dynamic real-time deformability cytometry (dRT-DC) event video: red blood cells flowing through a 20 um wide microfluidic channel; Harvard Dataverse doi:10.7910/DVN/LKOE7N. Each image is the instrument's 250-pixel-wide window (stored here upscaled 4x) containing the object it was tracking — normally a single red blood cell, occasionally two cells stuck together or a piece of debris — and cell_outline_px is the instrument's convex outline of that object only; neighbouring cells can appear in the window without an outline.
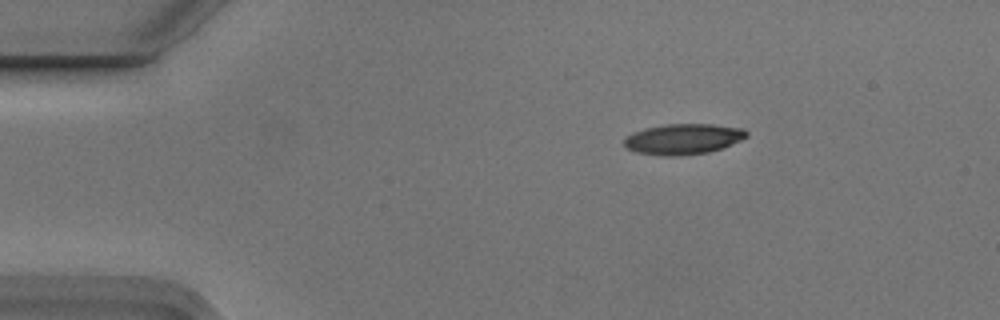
{"species": "Egyptian fruit bat (a non-hibernating species)", "species_latin": "Rousettus aegyptiacus", "temperature_condition": "cold", "stored_images_in_passage": 2, "camera_frame_rate_fps": 3000, "um_per_image_px": 0.085, "animal": {"sex": "male"}, "frame": {"image": 1, "passage_image": 1, "time_ms": 0.0, "image_size_px": [1000, 320], "cell_outline_px": [[748, 136], [740, 140], [720, 148], [708, 152], [680, 156], [664, 156], [636, 152], [628, 148], [624, 144], [624, 140], [628, 136], [636, 132], [648, 128], [668, 124], [712, 124], [744, 128], [748, 132]], "centroid_in_image_um": [58.11, 11.82], "position_along_channel_um": 26.9, "area_um2": 21.5}}